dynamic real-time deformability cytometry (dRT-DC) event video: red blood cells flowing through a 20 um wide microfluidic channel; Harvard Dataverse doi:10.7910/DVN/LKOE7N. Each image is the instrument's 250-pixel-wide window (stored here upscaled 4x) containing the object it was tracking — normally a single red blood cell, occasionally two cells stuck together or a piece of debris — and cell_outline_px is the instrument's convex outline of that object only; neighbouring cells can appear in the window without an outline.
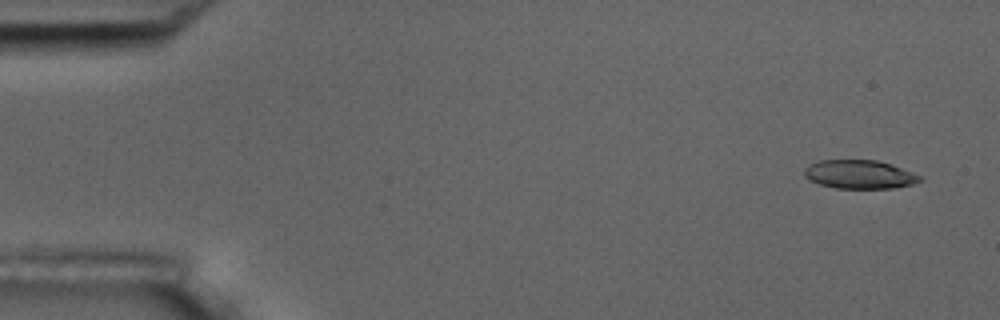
{"species": "common noctule bat (a hibernating species)", "species_latin": "Nyctalus noctula", "temperature_condition": "room temperature", "stored_images_in_passage": 5, "camera_frame_rate_fps": 3000, "um_per_image_px": 0.085, "animal": {"sex": "male", "body_mass_g": 17.5, "forearm_length_mm": 52.3}, "frame": {"image": 1, "passage_image": 1, "time_ms": 0.0, "image_size_px": [1000, 320], "cell_outline_px": [[924, 180], [912, 184], [896, 188], [836, 188], [820, 184], [804, 176], [804, 168], [808, 164], [820, 160], [876, 160], [924, 176]], "centroid_in_image_um": [73.07, 14.82], "position_along_channel_um": 11.9, "area_um2": 19.25}}